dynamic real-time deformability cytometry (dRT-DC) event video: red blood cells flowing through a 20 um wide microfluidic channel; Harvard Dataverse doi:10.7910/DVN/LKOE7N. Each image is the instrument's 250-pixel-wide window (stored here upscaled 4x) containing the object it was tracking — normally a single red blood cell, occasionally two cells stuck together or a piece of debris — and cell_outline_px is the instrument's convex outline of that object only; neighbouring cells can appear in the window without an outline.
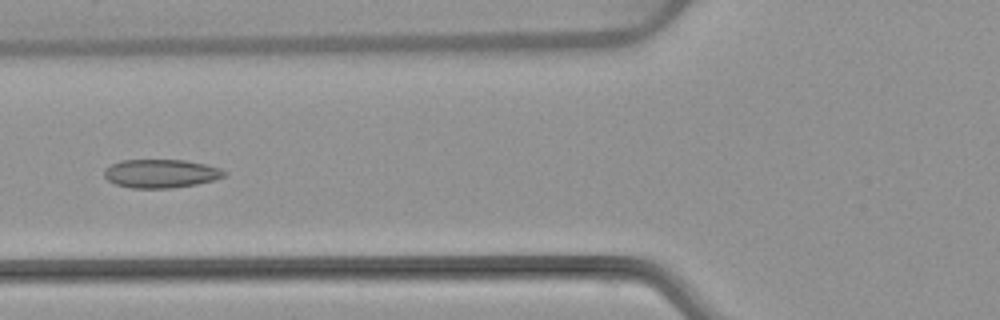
{"species": "common noctule bat (a hibernating species)", "species_latin": "Nyctalus noctula", "temperature_condition": "warm", "stored_images_in_passage": 5, "camera_frame_rate_fps": 3000, "um_per_image_px": 0.085, "animal": {"sex": "female", "body_mass_g": 22.7, "forearm_length_mm": 54.2}, "frame": {"image": 1, "passage_image": 5, "time_ms": 5.0, "image_size_px": [1000, 320], "cell_outline_px": [[228, 172], [224, 176], [216, 180], [196, 184], [172, 188], [132, 188], [116, 184], [108, 180], [104, 176], [104, 168], [120, 160], [184, 160], [208, 164], [220, 168]], "centroid_in_image_um": [13.7, 14.75], "position_along_channel_um": 112.1, "area_um2": 20.11}}